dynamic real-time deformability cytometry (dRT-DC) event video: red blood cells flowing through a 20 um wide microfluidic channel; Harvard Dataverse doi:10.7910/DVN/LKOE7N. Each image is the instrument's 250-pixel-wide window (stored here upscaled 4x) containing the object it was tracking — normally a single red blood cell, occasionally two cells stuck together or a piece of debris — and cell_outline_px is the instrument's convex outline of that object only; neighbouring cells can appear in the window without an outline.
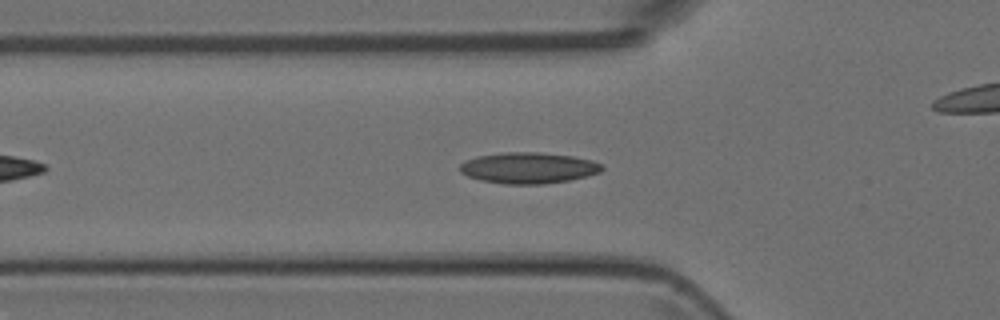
{"species": "Egyptian fruit bat (a non-hibernating species)", "species_latin": "Rousettus aegyptiacus", "temperature_condition": "room temperature", "stored_images_in_passage": 23, "camera_frame_rate_fps": 3000, "um_per_image_px": 0.085, "animal": {"sex": "female"}, "frame": {"image": 1, "passage_image": 9, "time_ms": 2.667, "image_size_px": [1000, 320], "cell_outline_px": [[604, 168], [600, 172], [568, 180], [544, 184], [504, 184], [480, 180], [468, 176], [460, 172], [460, 164], [476, 156], [504, 152], [536, 152], [572, 156], [592, 160], [604, 164]], "centroid_in_image_um": [44.92, 14.27], "position_along_channel_um": 80.9, "area_um2": 25.66}}